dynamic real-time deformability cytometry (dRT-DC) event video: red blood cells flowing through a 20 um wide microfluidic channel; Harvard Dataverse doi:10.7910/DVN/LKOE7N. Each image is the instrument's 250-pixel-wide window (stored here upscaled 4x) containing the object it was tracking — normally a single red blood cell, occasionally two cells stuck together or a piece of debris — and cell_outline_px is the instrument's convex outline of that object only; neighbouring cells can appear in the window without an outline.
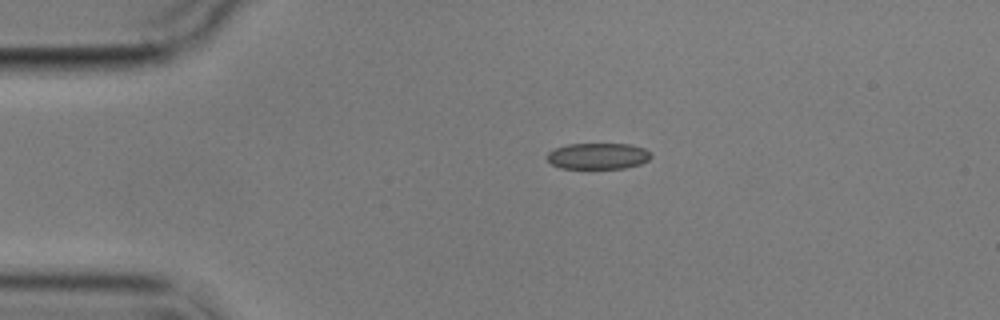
{"species": "common noctule bat (a hibernating species)", "species_latin": "Nyctalus noctula", "temperature_condition": "cold", "stored_images_in_passage": 3, "camera_frame_rate_fps": 3000, "um_per_image_px": 0.085, "animal": {"sex": "male", "body_mass_g": 17.9}, "frame": {"image": 1, "passage_image": 1, "time_ms": 0.0, "image_size_px": [1000, 320], "cell_outline_px": [[652, 156], [648, 160], [640, 164], [624, 168], [560, 168], [552, 164], [548, 160], [548, 152], [556, 148], [568, 144], [632, 144], [644, 148], [652, 152]], "centroid_in_image_um": [50.87, 13.26], "position_along_channel_um": 34.1, "area_um2": 15.84}}